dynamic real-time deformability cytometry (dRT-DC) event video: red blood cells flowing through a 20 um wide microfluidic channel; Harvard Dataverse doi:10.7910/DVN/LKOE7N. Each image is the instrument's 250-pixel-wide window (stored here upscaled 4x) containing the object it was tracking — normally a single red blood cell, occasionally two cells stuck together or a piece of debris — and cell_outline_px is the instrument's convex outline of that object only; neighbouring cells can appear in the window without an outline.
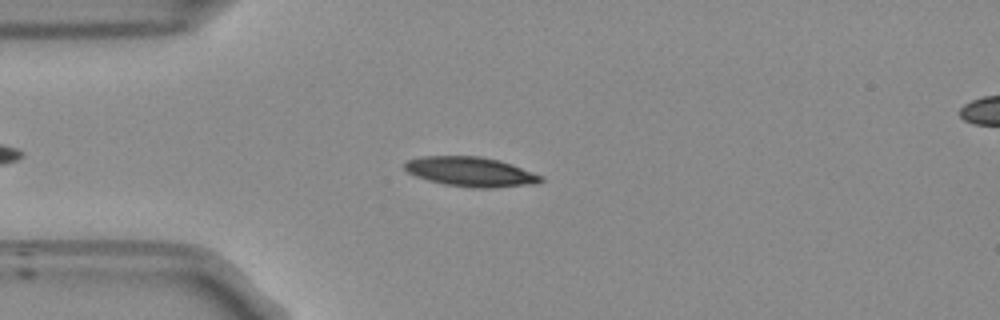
{"species": "Egyptian fruit bat (a non-hibernating species)", "species_latin": "Rousettus aegyptiacus", "temperature_condition": "room temperature", "stored_images_in_passage": 45, "camera_frame_rate_fps": 3000, "um_per_image_px": 0.085, "frame": {"image": 1, "passage_image": 9, "time_ms": 2.667, "image_size_px": [1000, 320], "cell_outline_px": [[544, 180], [536, 184], [492, 188], [472, 188], [444, 184], [428, 180], [416, 176], [408, 172], [404, 168], [404, 164], [408, 160], [424, 156], [480, 156], [500, 160], [512, 164], [544, 176]], "centroid_in_image_um": [40.05, 14.6], "position_along_channel_um": 44.9, "area_um2": 23.64}}
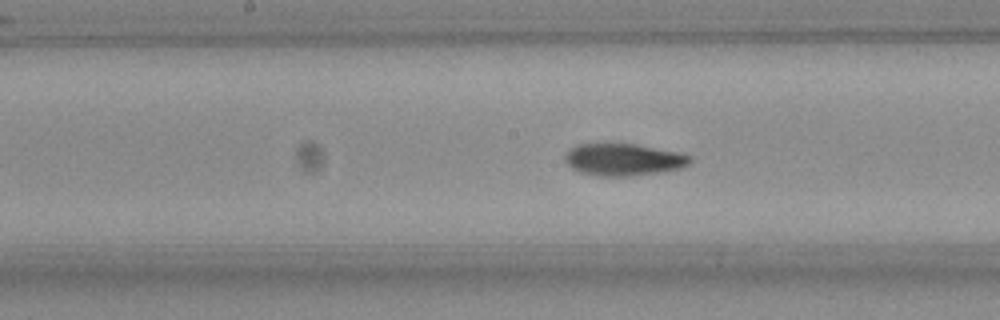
{"frame": {"image": 2, "passage_image": 22, "time_ms": 7.0, "image_size_px": [1000, 320], "cell_outline_px": [[692, 160], [688, 164], [680, 168], [656, 172], [628, 176], [600, 176], [580, 172], [572, 168], [568, 164], [564, 156], [576, 144], [636, 144], [680, 152], [692, 156]], "centroid_in_image_um": [53.01, 13.56], "position_along_channel_um": 195.2, "area_um2": 23.12}}
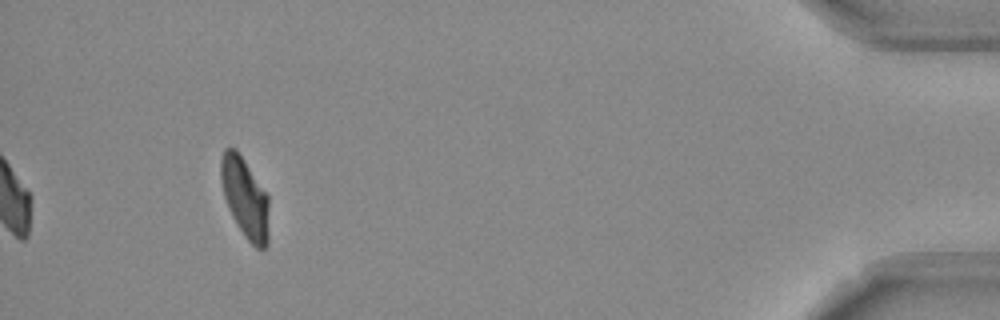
{"frame": {"image": 3, "passage_image": 45, "time_ms": 14.667, "image_size_px": [1000, 320], "cell_outline_px": [[268, 244], [264, 248], [256, 248], [244, 236], [236, 224], [228, 208], [224, 196], [220, 176], [220, 160], [224, 148], [236, 148], [268, 196]], "centroid_in_image_um": [20.81, 16.81], "position_along_channel_um": 414.4, "area_um2": 22.37}, "authors_computed_cell_mechanics": {"area_um2": 23.12, "velocity_mm_per_s": 3.7903, "shape_relaxation_time_tau1_ms": 6.1617, "shape_relaxation_time_tau2_ms": 3.9125, "deformation_change_tau1": 0.1803, "deformation_change_tau2": 0.0746}}